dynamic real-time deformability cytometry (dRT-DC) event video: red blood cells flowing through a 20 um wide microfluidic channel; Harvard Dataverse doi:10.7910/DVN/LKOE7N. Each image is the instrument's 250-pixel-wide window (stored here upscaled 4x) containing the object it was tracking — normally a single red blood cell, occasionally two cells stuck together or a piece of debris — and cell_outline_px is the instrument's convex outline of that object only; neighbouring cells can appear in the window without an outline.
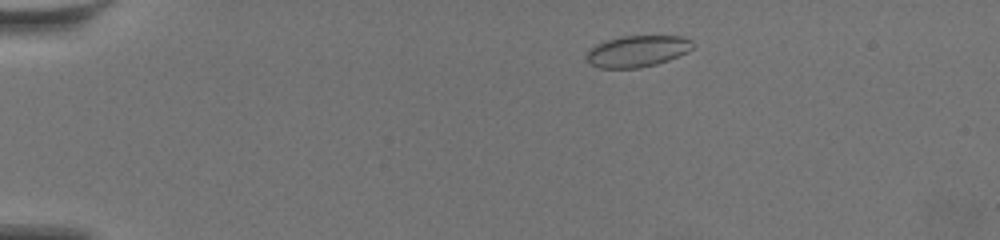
{"species": "common noctule bat (a hibernating species)", "species_latin": "Nyctalus noctula", "temperature_condition": "warm", "stored_images_in_passage": 37, "camera_frame_rate_fps": 3000, "um_per_image_px": 0.085, "animal": {"sex": "female", "body_mass_g": 19.5, "forearm_length_mm": 54.1}, "frame": {"image": 1, "passage_image": 3, "time_ms": 0.667, "image_size_px": [1000, 240], "cell_outline_px": [[692, 48], [688, 52], [668, 60], [656, 64], [640, 68], [600, 68], [592, 64], [588, 60], [588, 48], [604, 40], [620, 36], [680, 36], [692, 40]], "centroid_in_image_um": [54.17, 4.34], "position_along_channel_um": 30.8, "area_um2": 19.42}}
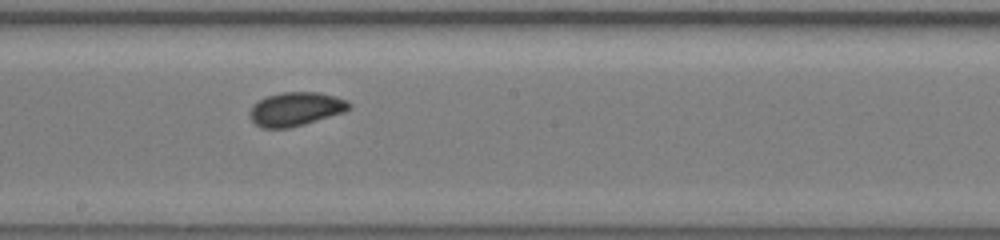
{"frame": {"image": 2, "passage_image": 18, "time_ms": 5.667, "image_size_px": [1000, 240], "cell_outline_px": [[352, 108], [344, 112], [304, 124], [288, 128], [264, 128], [256, 124], [252, 120], [248, 112], [252, 104], [268, 96], [284, 92], [320, 92], [336, 96], [348, 100], [352, 104]], "centroid_in_image_um": [25.17, 9.26], "position_along_channel_um": 223.0, "area_um2": 19.59}}
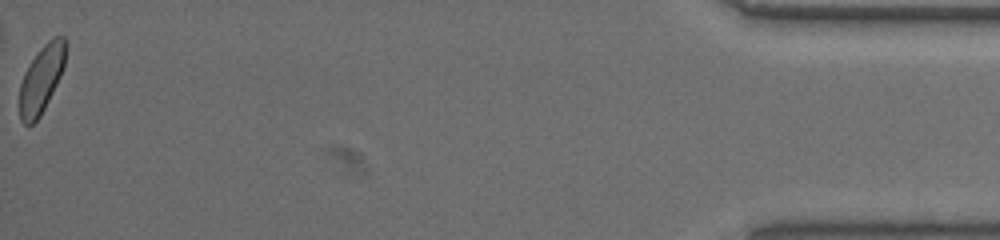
{"frame": {"image": 3, "passage_image": 37, "time_ms": 12.0, "image_size_px": [1000, 240], "cell_outline_px": [[68, 44], [64, 64], [60, 76], [40, 116], [32, 124], [24, 124], [20, 120], [20, 84], [24, 72], [40, 48], [52, 36], [64, 36]], "centroid_in_image_um": [3.54, 6.67], "position_along_channel_um": 431.7, "area_um2": 17.98}, "authors_computed_cell_mechanics": {"area_um2": 19.0162, "velocity_mm_per_s": 3.566, "shape_relaxation_time_tau1_ms": 2.5733, "shape_relaxation_time_tau2_ms": null, "deformation_change_tau1": 0.0513, "deformation_change_tau2": null}}